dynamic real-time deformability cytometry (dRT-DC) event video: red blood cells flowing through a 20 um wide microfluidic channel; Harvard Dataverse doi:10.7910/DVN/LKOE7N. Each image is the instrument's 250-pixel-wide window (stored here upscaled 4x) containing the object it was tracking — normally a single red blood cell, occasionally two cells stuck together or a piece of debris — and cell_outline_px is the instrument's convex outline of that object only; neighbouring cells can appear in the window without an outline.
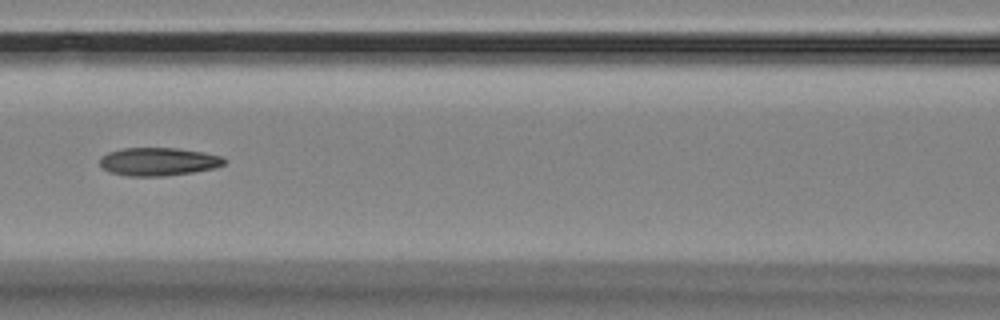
{"species": "Egyptian fruit bat (a non-hibernating species)", "species_latin": "Rousettus aegyptiacus", "temperature_condition": "room temperature", "stored_images_in_passage": 9, "camera_frame_rate_fps": 3000, "um_per_image_px": 0.085, "animal": {"sex": "female"}, "frame": {"image": 1, "passage_image": 8, "time_ms": 8.0, "image_size_px": [1000, 320], "cell_outline_px": [[224, 164], [212, 168], [192, 172], [160, 176], [128, 176], [108, 172], [100, 164], [100, 156], [108, 152], [120, 148], [180, 148], [204, 152], [224, 156]], "centroid_in_image_um": [13.43, 13.72], "position_along_channel_um": 153.2, "area_um2": 20.4}}
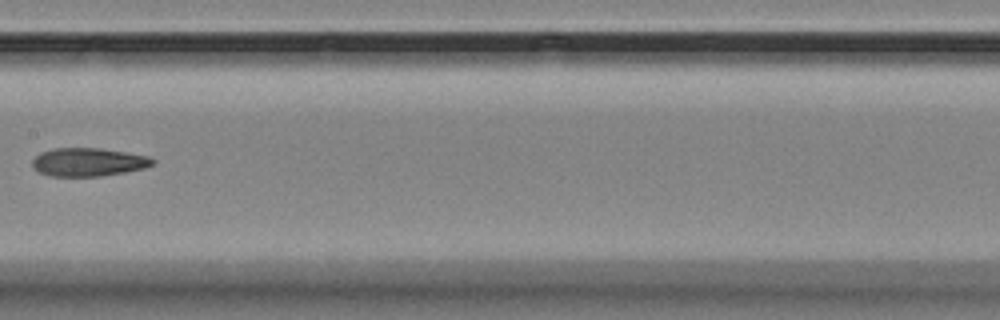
{"frame": {"image": 2, "passage_image": 9, "time_ms": 9.333, "image_size_px": [1000, 320], "cell_outline_px": [[156, 164], [144, 168], [124, 172], [100, 176], [48, 176], [40, 172], [32, 164], [32, 160], [40, 152], [52, 148], [100, 148], [148, 156], [156, 160]], "centroid_in_image_um": [7.52, 13.77], "position_along_channel_um": 199.9, "area_um2": 19.83}}